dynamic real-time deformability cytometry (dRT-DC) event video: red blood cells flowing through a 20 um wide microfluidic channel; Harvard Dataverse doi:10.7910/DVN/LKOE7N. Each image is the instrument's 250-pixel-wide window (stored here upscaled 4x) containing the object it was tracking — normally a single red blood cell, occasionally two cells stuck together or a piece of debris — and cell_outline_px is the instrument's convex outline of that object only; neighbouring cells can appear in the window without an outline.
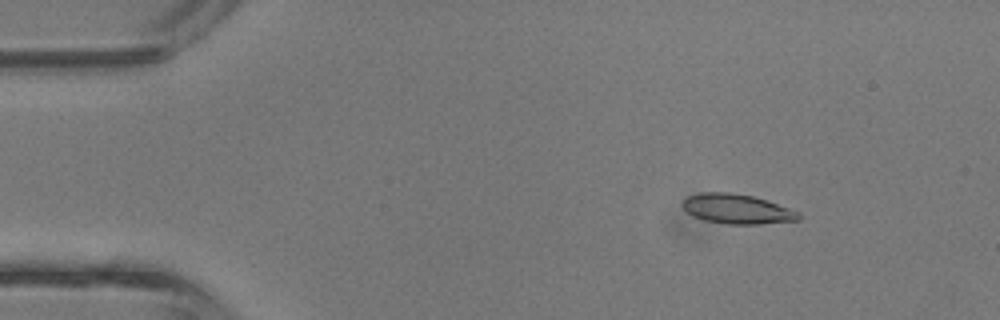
{"species": "common noctule bat (a hibernating species)", "species_latin": "Nyctalus noctula", "temperature_condition": "room temperature", "stored_images_in_passage": 3, "camera_frame_rate_fps": 3000, "um_per_image_px": 0.085, "animal": {"sex": "male", "body_mass_g": 13.3}, "frame": {"image": 1, "passage_image": 1, "time_ms": 0.0, "image_size_px": [1000, 320], "cell_outline_px": [[800, 220], [760, 224], [728, 224], [704, 220], [692, 216], [680, 204], [688, 196], [700, 192], [732, 192], [752, 196], [800, 212]], "centroid_in_image_um": [62.61, 17.76], "position_along_channel_um": 22.4, "area_um2": 20.0}}
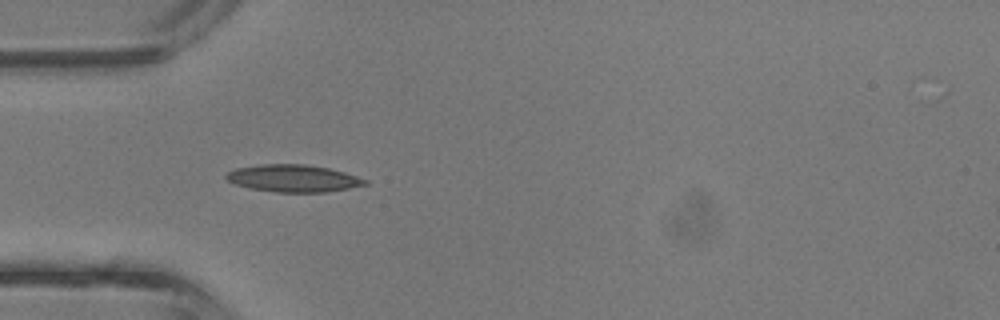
{"frame": {"image": 2, "passage_image": 3, "time_ms": 0.667, "image_size_px": [1000, 320], "cell_outline_px": [[368, 184], [348, 188], [324, 192], [276, 192], [248, 188], [236, 184], [228, 180], [224, 176], [228, 172], [236, 168], [260, 164], [304, 164], [328, 168], [344, 172], [368, 180]], "centroid_in_image_um": [24.91, 15.15], "position_along_channel_um": 60.1, "area_um2": 21.91}}